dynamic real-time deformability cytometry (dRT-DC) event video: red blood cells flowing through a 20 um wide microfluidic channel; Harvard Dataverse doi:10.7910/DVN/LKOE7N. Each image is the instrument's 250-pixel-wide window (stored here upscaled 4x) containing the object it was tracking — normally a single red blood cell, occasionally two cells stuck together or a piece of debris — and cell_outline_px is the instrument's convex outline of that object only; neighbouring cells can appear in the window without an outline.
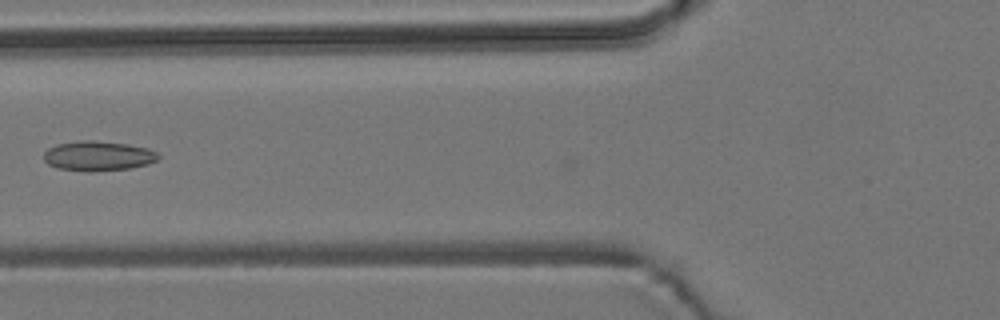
{"species": "common noctule bat (a hibernating species)", "species_latin": "Nyctalus noctula", "temperature_condition": "room temperature", "stored_images_in_passage": 6, "camera_frame_rate_fps": 3000, "um_per_image_px": 0.085, "animal": {"sex": "male", "body_mass_g": 19.2, "forearm_length_mm": 51.8}, "frame": {"image": 1, "passage_image": 6, "time_ms": 6.667, "image_size_px": [1000, 320], "cell_outline_px": [[160, 156], [156, 160], [148, 164], [128, 168], [92, 172], [88, 172], [56, 168], [48, 164], [44, 160], [44, 152], [48, 148], [56, 144], [80, 140], [92, 140], [128, 144], [148, 148], [156, 152]], "centroid_in_image_um": [8.31, 13.25], "position_along_channel_um": 117.5, "area_um2": 20.0}}